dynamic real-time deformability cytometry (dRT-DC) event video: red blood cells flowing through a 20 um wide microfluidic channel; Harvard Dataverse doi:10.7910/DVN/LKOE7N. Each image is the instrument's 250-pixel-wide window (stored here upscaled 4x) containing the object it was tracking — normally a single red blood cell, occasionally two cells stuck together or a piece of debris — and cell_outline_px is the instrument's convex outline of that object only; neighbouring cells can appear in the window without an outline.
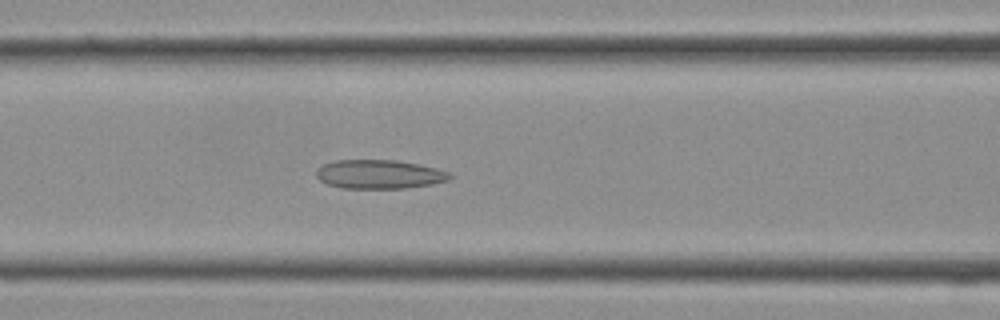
{"species": "Egyptian fruit bat (a non-hibernating species)", "species_latin": "Rousettus aegyptiacus", "temperature_condition": "cold", "stored_images_in_passage": 10, "camera_frame_rate_fps": 3000, "um_per_image_px": 0.085, "frame": {"image": 1, "passage_image": 6, "time_ms": 1.667, "image_size_px": [1000, 320], "cell_outline_px": [[452, 176], [448, 180], [432, 184], [404, 188], [340, 188], [328, 184], [320, 180], [316, 176], [316, 168], [324, 164], [336, 160], [396, 160], [436, 168], [452, 172]], "centroid_in_image_um": [32.23, 14.81], "position_along_channel_um": 134.4, "area_um2": 22.48}}
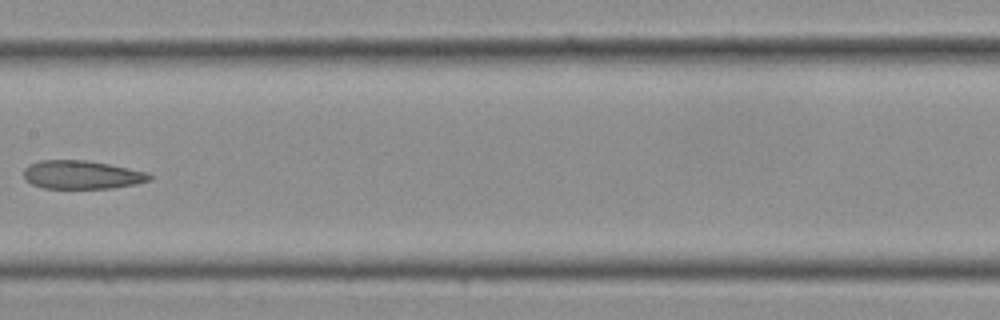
{"frame": {"image": 2, "passage_image": 9, "time_ms": 2.667, "image_size_px": [1000, 320], "cell_outline_px": [[152, 180], [136, 184], [112, 188], [44, 188], [32, 184], [24, 180], [24, 168], [28, 164], [40, 160], [88, 160], [148, 172], [152, 176]], "centroid_in_image_um": [6.95, 14.85], "position_along_channel_um": 200.5, "area_um2": 20.98}}